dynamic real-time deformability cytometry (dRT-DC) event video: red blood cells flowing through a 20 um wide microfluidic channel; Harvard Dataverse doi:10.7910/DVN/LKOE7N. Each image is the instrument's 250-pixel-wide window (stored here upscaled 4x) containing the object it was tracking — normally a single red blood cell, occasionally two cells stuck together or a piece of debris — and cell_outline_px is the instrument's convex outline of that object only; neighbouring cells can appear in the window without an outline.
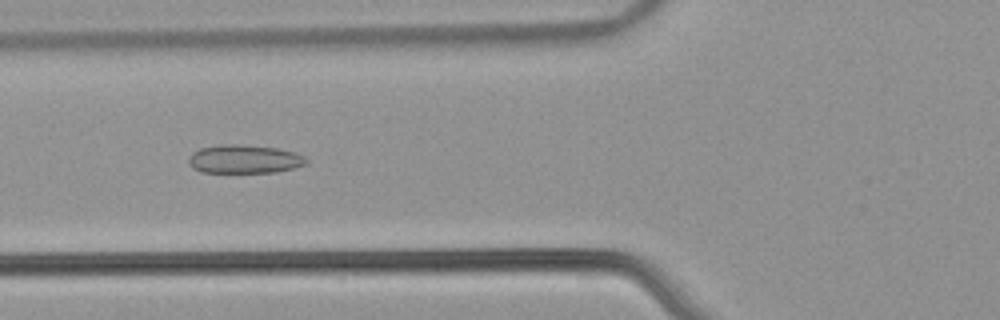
{"species": "common noctule bat (a hibernating species)", "species_latin": "Nyctalus noctula", "temperature_condition": "warm", "stored_images_in_passage": 53, "camera_frame_rate_fps": 3000, "um_per_image_px": 0.085, "animal": {"sex": "male", "body_mass_g": 21.5, "forearm_length_mm": 52.0}, "frame": {"image": 1, "passage_image": 21, "time_ms": 6.667, "image_size_px": [1000, 320], "cell_outline_px": [[308, 164], [276, 172], [200, 172], [192, 168], [188, 164], [188, 156], [192, 152], [200, 148], [220, 144], [240, 144], [276, 148], [296, 152], [304, 156], [308, 160]], "centroid_in_image_um": [20.74, 13.52], "position_along_channel_um": 105.1, "area_um2": 19.77}}
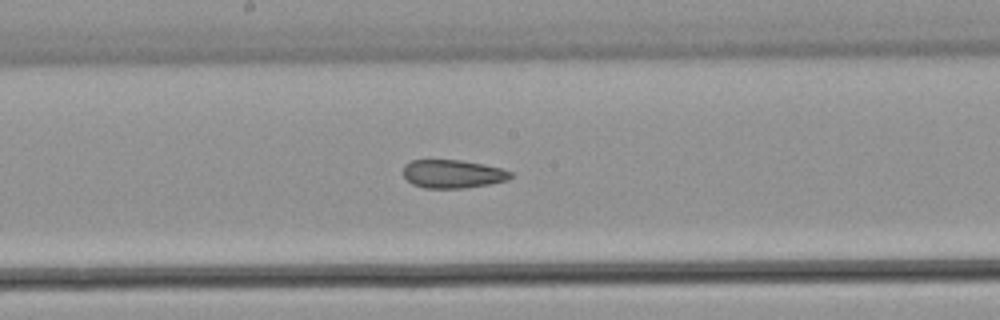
{"frame": {"image": 2, "passage_image": 29, "time_ms": 9.333, "image_size_px": [1000, 320], "cell_outline_px": [[512, 176], [508, 180], [468, 188], [424, 188], [412, 184], [404, 176], [404, 164], [412, 160], [460, 160], [484, 164], [500, 168], [512, 172]], "centroid_in_image_um": [38.48, 14.78], "position_along_channel_um": 209.7, "area_um2": 17.74}}
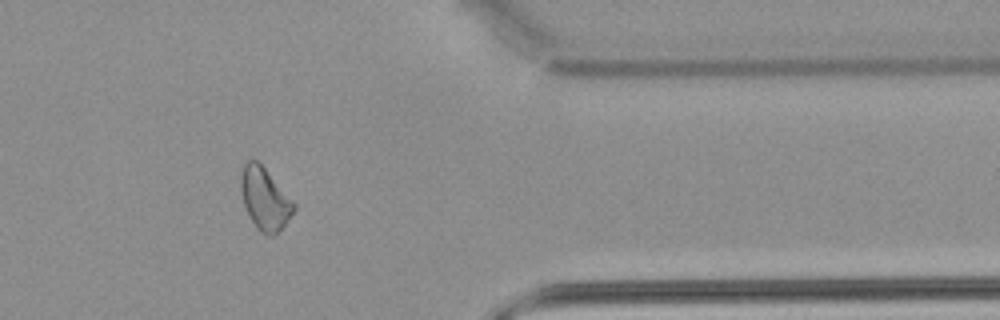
{"frame": {"image": 3, "passage_image": 44, "time_ms": 14.333, "image_size_px": [1000, 320], "cell_outline_px": [[296, 208], [284, 224], [272, 236], [268, 236], [260, 232], [256, 228], [244, 204], [240, 188], [240, 176], [244, 164], [248, 160], [256, 160], [264, 168], [296, 204]], "centroid_in_image_um": [22.49, 16.9], "position_along_channel_um": 388.9, "area_um2": 18.73}, "authors_computed_cell_mechanics": {"area_um2": 20.23, "velocity_mm_per_s": 3.9269, "shape_relaxation_time_tau1_ms": null, "shape_relaxation_time_tau2_ms": 2.8351, "deformation_change_tau1": null, "deformation_change_tau2": 0.084}}